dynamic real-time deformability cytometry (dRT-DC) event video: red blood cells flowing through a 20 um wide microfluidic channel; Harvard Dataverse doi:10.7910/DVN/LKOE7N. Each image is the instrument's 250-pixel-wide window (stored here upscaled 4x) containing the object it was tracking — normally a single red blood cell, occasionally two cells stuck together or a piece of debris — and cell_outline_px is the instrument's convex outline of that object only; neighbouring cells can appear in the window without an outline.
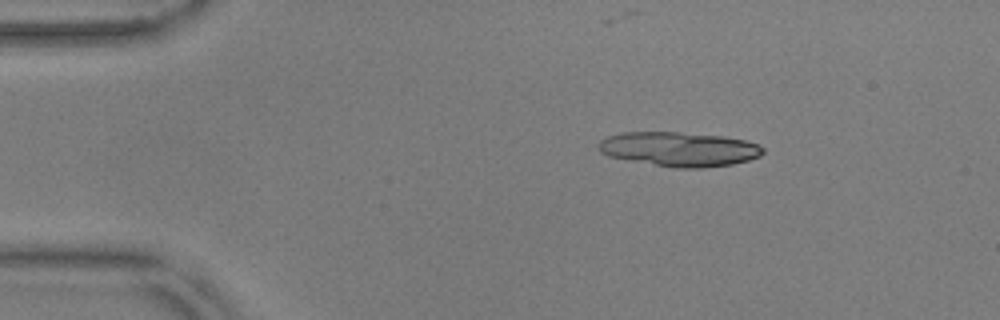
{"species": "common noctule bat (a hibernating species)", "species_latin": "Nyctalus noctula", "temperature_condition": "warm", "stored_images_in_passage": 28, "camera_frame_rate_fps": 3000, "um_per_image_px": 0.085, "animal": {"sex": "male", "body_mass_g": 17.9, "forearm_length_mm": 54.2}, "frame": {"image": 1, "passage_image": 1, "time_ms": 0.0, "image_size_px": [1000, 320], "cell_outline_px": [[764, 152], [760, 156], [748, 160], [732, 164], [700, 168], [676, 168], [608, 156], [600, 152], [596, 144], [600, 140], [608, 136], [620, 132], [676, 132], [724, 136], [744, 140], [760, 144], [764, 148]], "centroid_in_image_um": [57.73, 12.67], "position_along_channel_um": 27.3, "area_um2": 33.0}}